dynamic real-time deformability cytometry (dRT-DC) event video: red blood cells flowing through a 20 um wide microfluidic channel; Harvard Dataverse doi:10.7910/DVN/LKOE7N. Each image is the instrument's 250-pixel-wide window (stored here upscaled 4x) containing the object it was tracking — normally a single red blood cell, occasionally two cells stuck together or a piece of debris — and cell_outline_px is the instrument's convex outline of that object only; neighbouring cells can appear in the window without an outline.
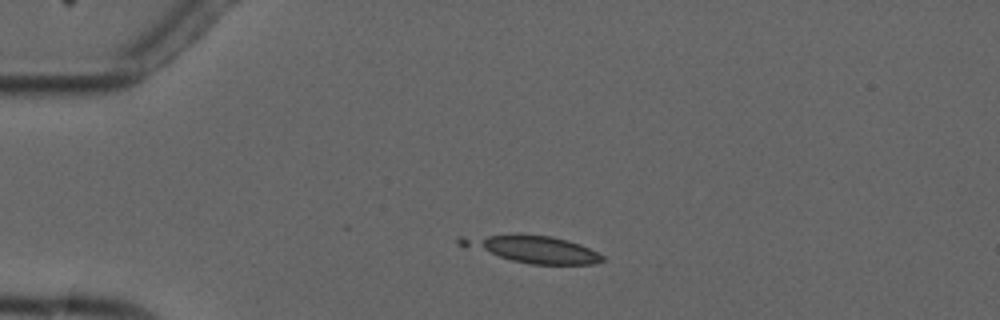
{"species": "common noctule bat (a hibernating species)", "species_latin": "Nyctalus noctula", "temperature_condition": "cold", "stored_images_in_passage": 4, "camera_frame_rate_fps": 3000, "um_per_image_px": 0.085, "animal": {"sex": "male", "forearm_length_mm": 52.5}, "frame": {"image": 1, "passage_image": 2, "time_ms": 1.333, "image_size_px": [1000, 320], "cell_outline_px": [[604, 260], [592, 264], [532, 264], [512, 260], [500, 256], [476, 244], [480, 240], [488, 236], [552, 236], [568, 240], [580, 244], [604, 256]], "centroid_in_image_um": [45.94, 21.25], "position_along_channel_um": 39.1, "area_um2": 19.02}}